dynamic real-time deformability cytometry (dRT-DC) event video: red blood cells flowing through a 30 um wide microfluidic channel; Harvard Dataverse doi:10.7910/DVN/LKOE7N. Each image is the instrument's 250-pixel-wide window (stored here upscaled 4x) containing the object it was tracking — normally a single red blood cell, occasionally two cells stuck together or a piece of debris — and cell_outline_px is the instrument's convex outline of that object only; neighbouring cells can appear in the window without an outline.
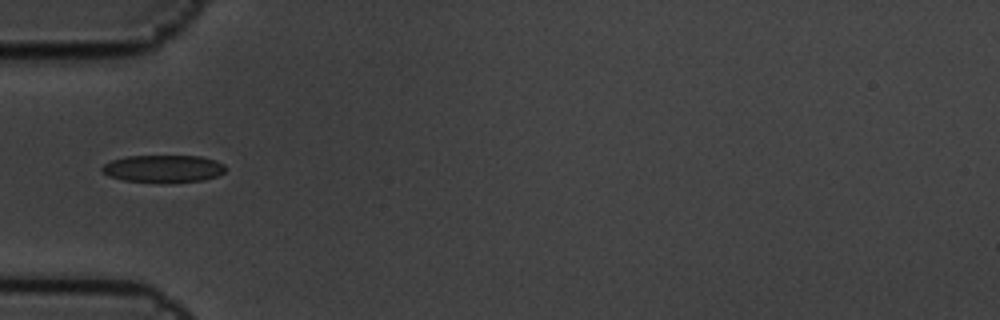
{"species": "common noctule bat (a hibernating species)", "species_latin": "Nyctalus noctula", "temperature_condition": "cold", "stored_images_in_passage": 2, "camera_frame_rate_fps": 3000, "um_per_image_px": 0.085, "animal": {"sex": "male", "body_mass_g": 19.5, "forearm_length_mm": 54.6}, "frame": {"image": 1, "passage_image": 1, "time_ms": 0.0, "image_size_px": [1000, 320], "cell_outline_px": [[228, 168], [224, 172], [216, 176], [204, 180], [164, 184], [124, 180], [108, 176], [100, 172], [100, 168], [104, 164], [112, 160], [124, 156], [200, 156], [216, 160], [224, 164]], "centroid_in_image_um": [13.87, 14.35], "position_along_channel_um": 71.1, "area_um2": 20.29}}
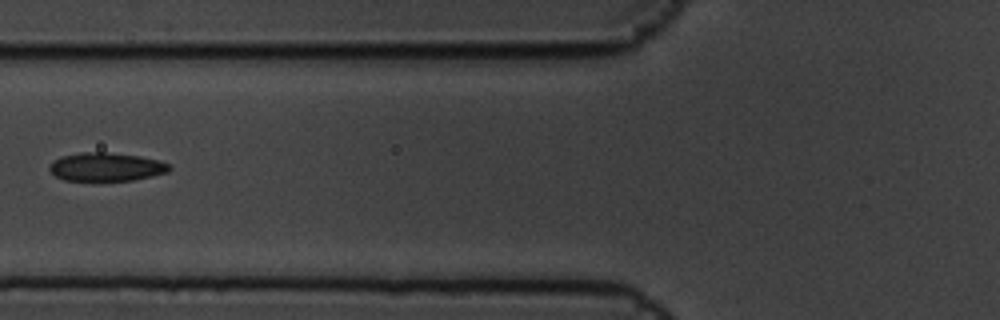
{"frame": {"image": 2, "passage_image": 2, "time_ms": 0.333, "image_size_px": [1000, 320], "cell_outline_px": [[172, 168], [168, 172], [152, 176], [132, 180], [64, 180], [56, 176], [48, 168], [52, 160], [60, 156], [80, 152], [104, 152], [140, 156], [156, 160], [168, 164]], "centroid_in_image_um": [8.99, 14.17], "position_along_channel_um": 116.8, "area_um2": 19.77}}